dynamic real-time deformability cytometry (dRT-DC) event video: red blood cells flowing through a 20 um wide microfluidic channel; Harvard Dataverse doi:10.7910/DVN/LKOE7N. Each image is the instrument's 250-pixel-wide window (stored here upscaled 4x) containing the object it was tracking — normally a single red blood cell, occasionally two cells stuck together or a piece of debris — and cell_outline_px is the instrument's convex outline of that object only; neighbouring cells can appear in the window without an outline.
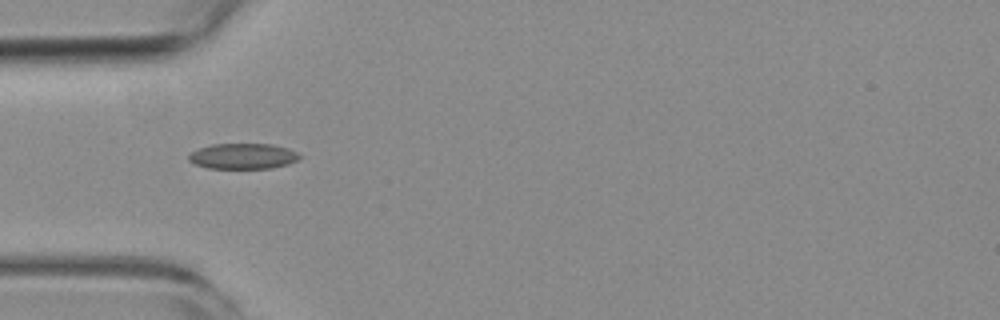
{"species": "common noctule bat (a hibernating species)", "species_latin": "Nyctalus noctula", "temperature_condition": "room temperature", "stored_images_in_passage": 2, "camera_frame_rate_fps": 3000, "um_per_image_px": 0.085, "animal": {"sex": "female", "body_mass_g": 19.3, "forearm_length_mm": 54.1}, "frame": {"image": 1, "passage_image": 1, "time_ms": 0.0, "image_size_px": [1000, 320], "cell_outline_px": [[300, 156], [296, 160], [288, 164], [272, 168], [208, 168], [196, 164], [188, 160], [188, 156], [192, 152], [200, 148], [212, 144], [272, 144], [288, 148], [296, 152]], "centroid_in_image_um": [20.65, 13.27], "position_along_channel_um": 64.4, "area_um2": 16.36}}
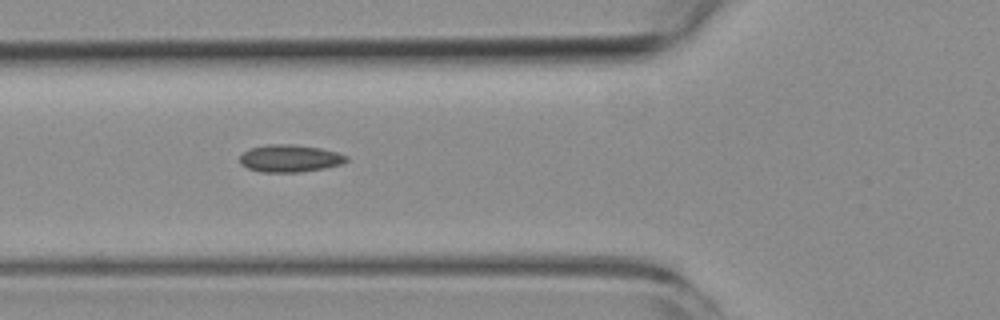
{"frame": {"image": 2, "passage_image": 2, "time_ms": 1.0, "image_size_px": [1000, 320], "cell_outline_px": [[348, 160], [340, 164], [324, 168], [300, 172], [260, 172], [248, 168], [240, 164], [240, 156], [244, 152], [252, 148], [268, 144], [292, 144], [320, 148], [336, 152], [348, 156]], "centroid_in_image_um": [24.63, 13.46], "position_along_channel_um": 101.2, "area_um2": 16.88}}